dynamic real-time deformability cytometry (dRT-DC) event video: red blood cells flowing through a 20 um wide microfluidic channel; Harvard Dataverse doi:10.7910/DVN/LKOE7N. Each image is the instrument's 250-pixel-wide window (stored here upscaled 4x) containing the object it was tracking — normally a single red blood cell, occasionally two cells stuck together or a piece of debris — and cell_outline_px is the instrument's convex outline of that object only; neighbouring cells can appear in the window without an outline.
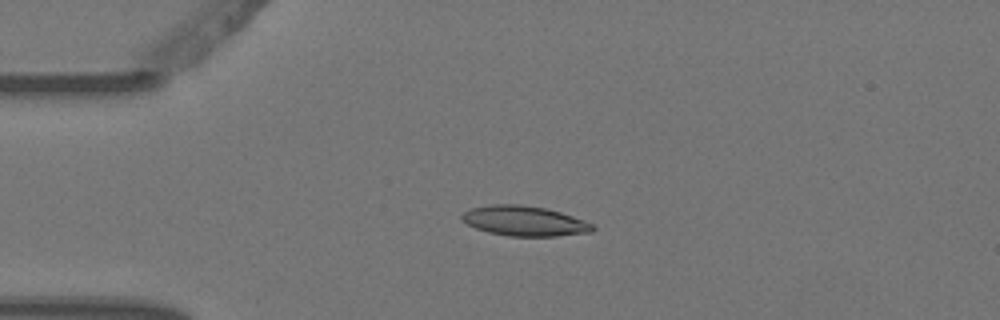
{"species": "Egyptian fruit bat (a non-hibernating species)", "species_latin": "Rousettus aegyptiacus", "temperature_condition": "warm", "stored_images_in_passage": 4, "camera_frame_rate_fps": 3000, "um_per_image_px": 0.085, "animal": {"sex": "female"}, "frame": {"image": 1, "passage_image": 3, "time_ms": 0.667, "image_size_px": [1000, 320], "cell_outline_px": [[596, 228], [592, 232], [556, 236], [508, 236], [488, 232], [476, 228], [460, 220], [460, 216], [464, 212], [472, 208], [492, 204], [520, 204], [544, 208], [560, 212], [584, 220], [592, 224]], "centroid_in_image_um": [44.56, 18.78], "position_along_channel_um": 40.4, "area_um2": 22.83}}